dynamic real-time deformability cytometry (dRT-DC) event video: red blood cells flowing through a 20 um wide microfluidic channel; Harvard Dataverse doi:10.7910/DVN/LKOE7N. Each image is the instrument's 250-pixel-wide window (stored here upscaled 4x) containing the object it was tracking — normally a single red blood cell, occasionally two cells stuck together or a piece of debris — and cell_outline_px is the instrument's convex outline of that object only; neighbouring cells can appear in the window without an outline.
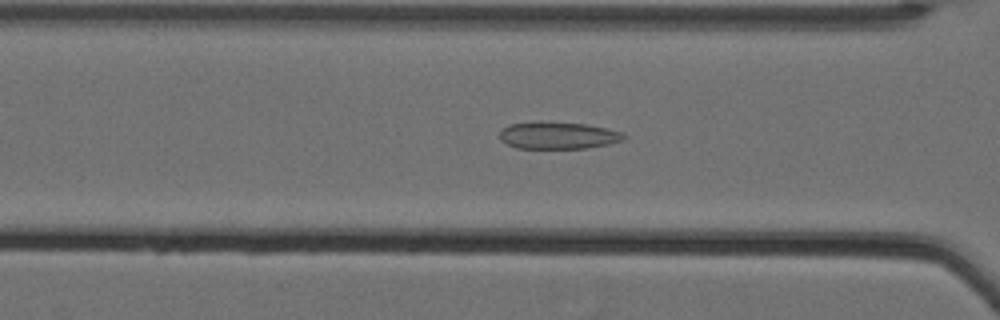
{"species": "Egyptian fruit bat (a non-hibernating species)", "species_latin": "Rousettus aegyptiacus", "temperature_condition": "cold", "stored_images_in_passage": 61, "camera_frame_rate_fps": 3000, "um_per_image_px": 0.085, "animal": {"sex": "female"}, "frame": {"image": 1, "passage_image": 29, "time_ms": 9.333, "image_size_px": [1000, 320], "cell_outline_px": [[628, 136], [624, 140], [608, 144], [588, 148], [516, 148], [500, 140], [500, 132], [504, 128], [512, 124], [536, 120], [540, 120], [584, 124], [624, 132]], "centroid_in_image_um": [47.45, 11.5], "position_along_channel_um": 119.1, "area_um2": 19.83}}
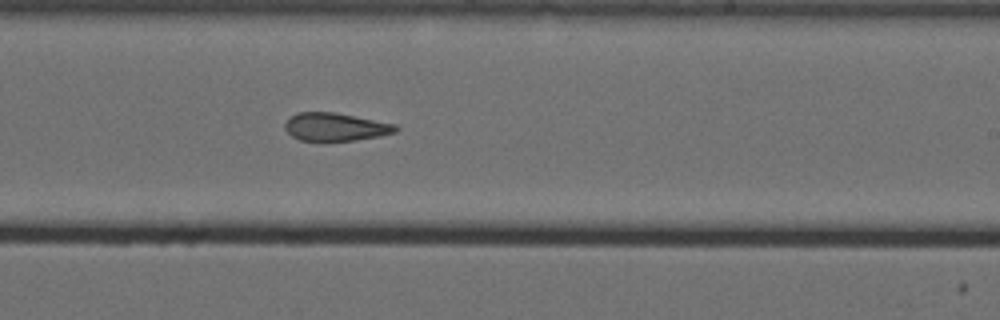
{"frame": {"image": 2, "passage_image": 41, "time_ms": 13.333, "image_size_px": [1000, 320], "cell_outline_px": [[400, 128], [396, 132], [380, 136], [356, 140], [324, 144], [320, 144], [300, 140], [292, 136], [284, 128], [284, 124], [296, 112], [332, 112], [396, 124]], "centroid_in_image_um": [28.49, 10.84], "position_along_channel_um": 260.5, "area_um2": 18.73}}
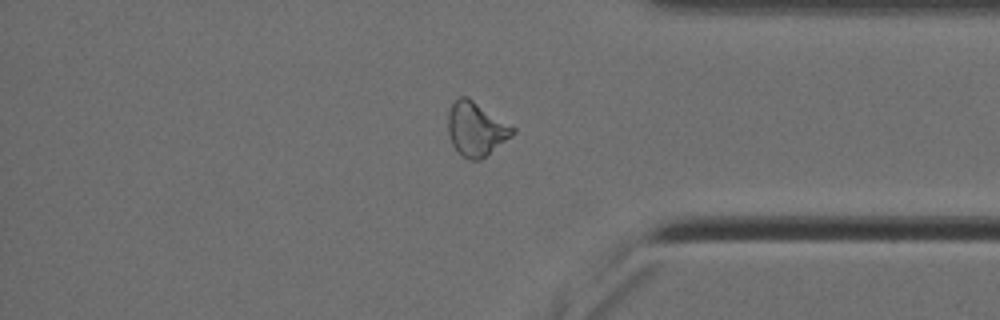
{"frame": {"image": 3, "passage_image": 53, "time_ms": 17.333, "image_size_px": [1000, 320], "cell_outline_px": [[516, 132], [512, 136], [480, 160], [468, 160], [460, 156], [452, 144], [448, 132], [448, 112], [452, 104], [460, 96], [468, 96], [516, 128]], "centroid_in_image_um": [40.46, 10.97], "position_along_channel_um": 394.7, "area_um2": 20.46}, "authors_computed_cell_mechanics": {"area_um2": 21.3282, "velocity_mm_per_s": 3.5202, "shape_relaxation_time_tau1_ms": null, "shape_relaxation_time_tau2_ms": 2.3368, "deformation_change_tau1": null, "deformation_change_tau2": 0.1051}}